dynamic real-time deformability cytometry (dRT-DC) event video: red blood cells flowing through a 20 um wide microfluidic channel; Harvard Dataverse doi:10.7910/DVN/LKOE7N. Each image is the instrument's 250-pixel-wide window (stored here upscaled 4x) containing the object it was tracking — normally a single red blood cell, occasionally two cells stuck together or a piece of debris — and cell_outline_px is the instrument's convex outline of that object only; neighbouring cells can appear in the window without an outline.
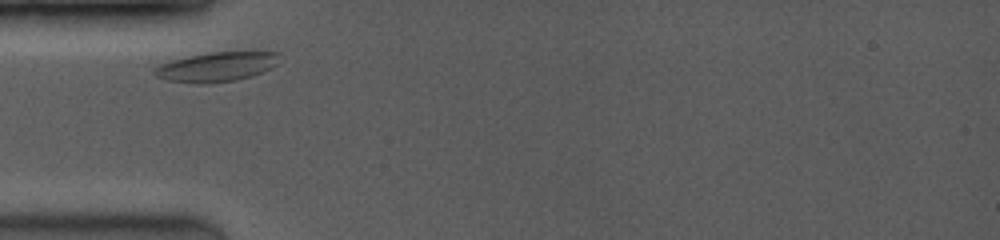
{"species": "common noctule bat (a hibernating species)", "species_latin": "Nyctalus noctula", "temperature_condition": "room temperature", "stored_images_in_passage": 15, "camera_frame_rate_fps": 3500, "um_per_image_px": 0.085, "animal": {"sex": "female", "body_mass_g": 19.0, "forearm_length_mm": 53.3}, "frame": {"image": 1, "passage_image": 1, "time_ms": 0.0, "image_size_px": [1000, 240], "cell_outline_px": [[280, 52], [276, 64], [252, 76], [236, 80], [208, 84], [196, 84], [164, 80], [156, 76], [152, 72], [152, 68], [160, 64], [172, 60], [188, 56], [208, 52], [252, 48]], "centroid_in_image_um": [18.44, 5.63], "position_along_channel_um": 66.6, "area_um2": 22.6}}
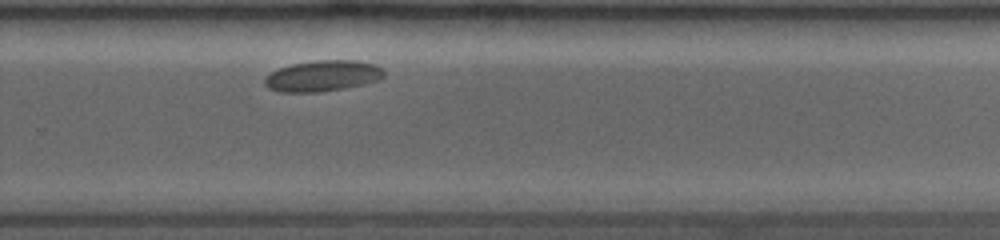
{"frame": {"image": 2, "passage_image": 13, "time_ms": 6.571, "image_size_px": [1000, 240], "cell_outline_px": [[384, 76], [380, 80], [344, 88], [316, 92], [280, 92], [268, 88], [264, 84], [264, 80], [272, 72], [280, 68], [292, 64], [316, 60], [352, 60], [376, 64], [384, 72]], "centroid_in_image_um": [27.43, 6.45], "position_along_channel_um": 302.4, "area_um2": 21.33}}
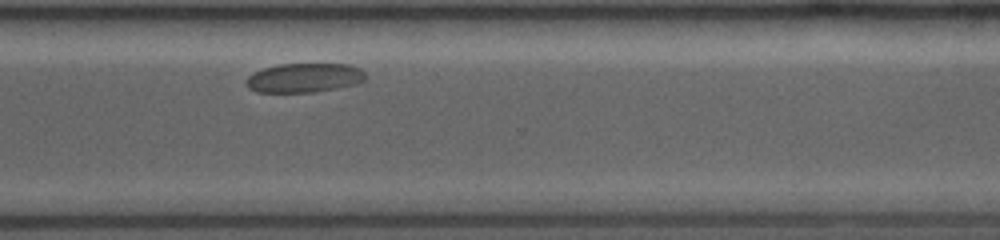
{"frame": {"image": 3, "passage_image": 15, "time_ms": 7.714, "image_size_px": [1000, 240], "cell_outline_px": [[364, 80], [356, 84], [336, 88], [312, 92], [256, 92], [248, 88], [244, 84], [244, 80], [252, 72], [264, 68], [280, 64], [352, 64], [360, 68], [364, 72]], "centroid_in_image_um": [25.81, 6.61], "position_along_channel_um": 344.8, "area_um2": 20.46}}